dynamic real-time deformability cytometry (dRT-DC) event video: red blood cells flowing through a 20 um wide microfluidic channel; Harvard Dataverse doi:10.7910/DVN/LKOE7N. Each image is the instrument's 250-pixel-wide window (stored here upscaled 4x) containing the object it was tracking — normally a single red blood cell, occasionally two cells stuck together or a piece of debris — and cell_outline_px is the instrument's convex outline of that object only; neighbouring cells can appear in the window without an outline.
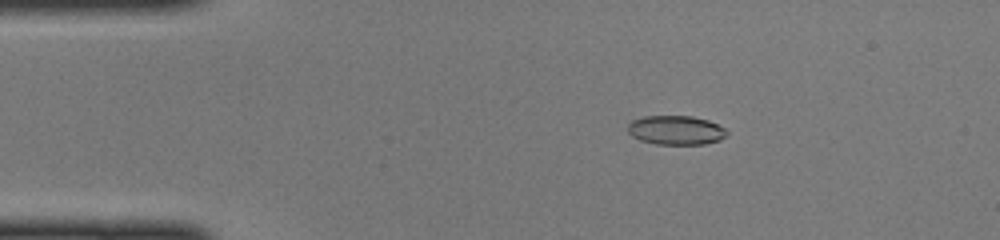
{"species": "common noctule bat (a hibernating species)", "species_latin": "Nyctalus noctula", "temperature_condition": "cold", "stored_images_in_passage": 47, "camera_frame_rate_fps": 3000, "um_per_image_px": 0.085, "animal": {"sex": "female", "body_mass_g": 22.0, "forearm_length_mm": 56.7}, "frame": {"image": 1, "passage_image": 8, "time_ms": 2.333, "image_size_px": [1000, 240], "cell_outline_px": [[728, 132], [720, 140], [704, 144], [656, 144], [640, 140], [632, 136], [628, 132], [628, 124], [632, 120], [644, 116], [692, 116], [708, 120], [724, 128]], "centroid_in_image_um": [57.43, 11.06], "position_along_channel_um": 27.6, "area_um2": 16.76}}
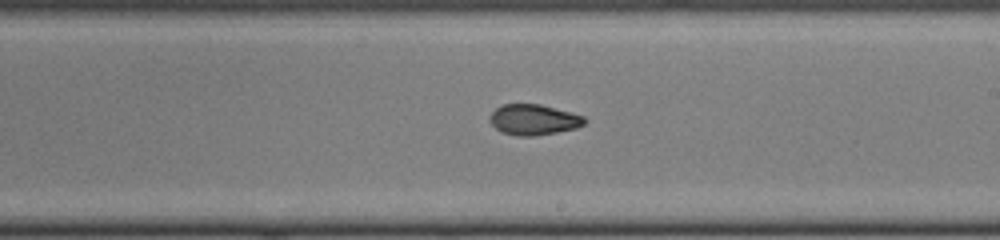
{"frame": {"image": 2, "passage_image": 27, "time_ms": 8.667, "image_size_px": [1000, 240], "cell_outline_px": [[588, 120], [584, 124], [576, 128], [556, 132], [532, 136], [516, 136], [500, 132], [488, 120], [488, 116], [496, 108], [504, 104], [540, 104], [584, 116]], "centroid_in_image_um": [45.33, 10.17], "position_along_channel_um": 243.7, "area_um2": 16.94}}
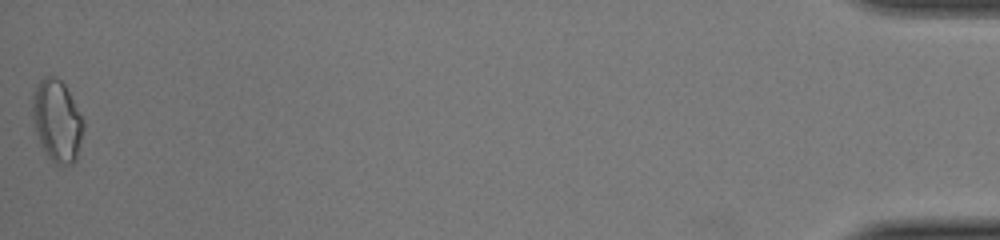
{"frame": {"image": 3, "passage_image": 47, "time_ms": 15.333, "image_size_px": [1000, 240], "cell_outline_px": [[84, 128], [76, 160], [72, 164], [56, 164], [48, 156], [40, 144], [36, 132], [32, 116], [32, 96], [40, 80], [44, 76], [56, 76], [64, 84], [84, 120]], "centroid_in_image_um": [4.85, 10.26], "position_along_channel_um": 430.4, "area_um2": 24.16}}